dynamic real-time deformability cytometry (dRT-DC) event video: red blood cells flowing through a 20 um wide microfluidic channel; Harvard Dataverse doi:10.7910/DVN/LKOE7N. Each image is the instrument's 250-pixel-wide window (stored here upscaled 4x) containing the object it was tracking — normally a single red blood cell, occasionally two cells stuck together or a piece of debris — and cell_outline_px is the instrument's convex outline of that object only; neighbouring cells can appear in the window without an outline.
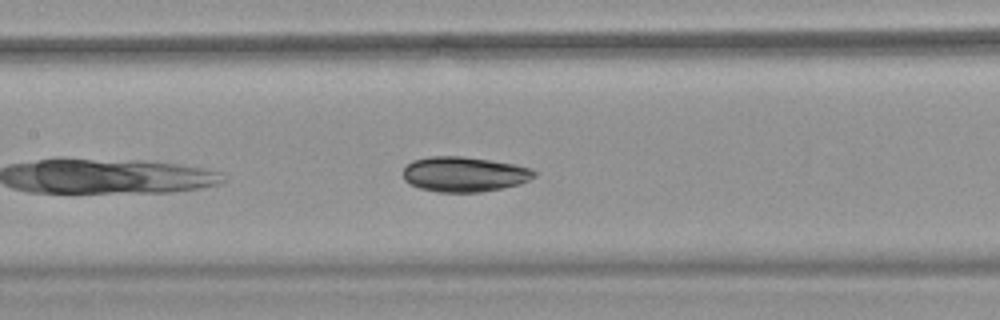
{"species": "common noctule bat (a hibernating species)", "species_latin": "Nyctalus noctula", "temperature_condition": "warm", "stored_images_in_passage": 36, "camera_frame_rate_fps": 3000, "um_per_image_px": 0.085, "animal": {"sex": "female", "body_mass_g": 18.4}, "frame": {"image": 1, "passage_image": 11, "time_ms": 3.333, "image_size_px": [1000, 320], "cell_outline_px": [[536, 176], [520, 184], [480, 192], [436, 192], [420, 188], [408, 184], [404, 180], [404, 168], [412, 160], [428, 156], [464, 156], [516, 164], [532, 168], [536, 172]], "centroid_in_image_um": [39.46, 14.8], "position_along_channel_um": 167.9, "area_um2": 26.99}}
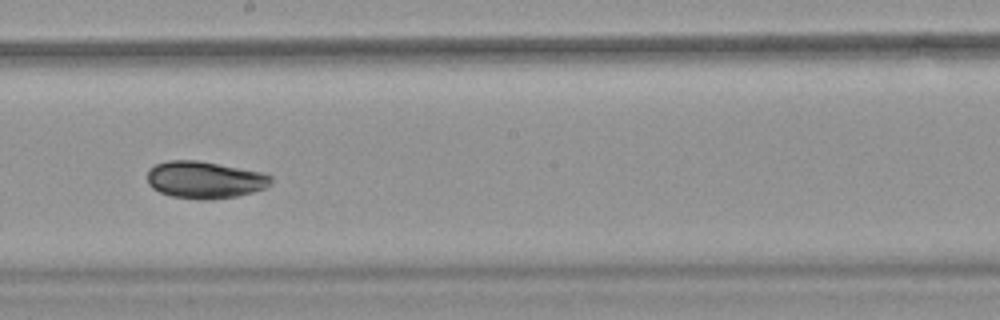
{"frame": {"image": 2, "passage_image": 16, "time_ms": 5.0, "image_size_px": [1000, 320], "cell_outline_px": [[272, 184], [264, 188], [252, 192], [236, 196], [212, 200], [200, 200], [172, 196], [160, 192], [152, 188], [148, 184], [148, 168], [156, 164], [168, 160], [196, 160], [260, 172], [272, 176]], "centroid_in_image_um": [17.38, 15.29], "position_along_channel_um": 230.8, "area_um2": 26.7}}